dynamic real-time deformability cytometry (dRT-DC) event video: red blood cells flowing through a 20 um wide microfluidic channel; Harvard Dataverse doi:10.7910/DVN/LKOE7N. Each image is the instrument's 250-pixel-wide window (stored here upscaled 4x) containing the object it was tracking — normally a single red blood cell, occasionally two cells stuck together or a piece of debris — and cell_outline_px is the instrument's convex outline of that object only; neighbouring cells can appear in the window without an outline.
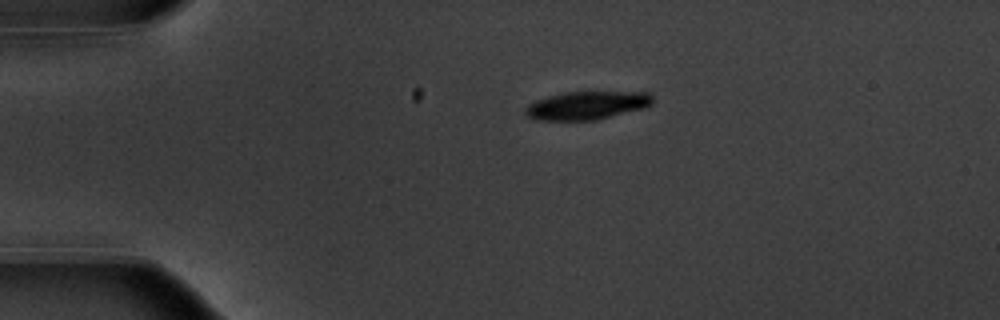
{"species": "common noctule bat (a hibernating species)", "species_latin": "Nyctalus noctula", "temperature_condition": "warm", "stored_images_in_passage": 44, "camera_frame_rate_fps": 3000, "um_per_image_px": 0.085, "animal": {"sex": "male", "body_mass_g": 20.1, "forearm_length_mm": 53.5}, "frame": {"image": 1, "passage_image": 1, "time_ms": 0.0, "image_size_px": [1000, 320], "cell_outline_px": [[656, 100], [648, 108], [596, 120], [536, 120], [528, 116], [524, 112], [524, 108], [528, 104], [536, 100], [548, 96], [564, 92], [648, 92]], "centroid_in_image_um": [49.94, 8.96], "position_along_channel_um": 35.1, "area_um2": 21.27}}
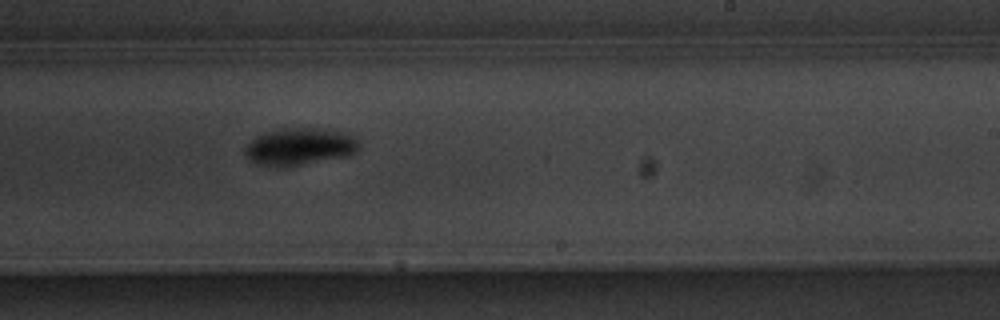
{"frame": {"image": 2, "passage_image": 23, "time_ms": 7.333, "image_size_px": [1000, 320], "cell_outline_px": [[360, 148], [356, 152], [348, 156], [300, 164], [260, 164], [252, 160], [244, 152], [244, 148], [256, 136], [264, 132], [284, 128], [316, 128], [336, 132], [352, 136], [360, 144]], "centroid_in_image_um": [25.49, 12.43], "position_along_channel_um": 263.5, "area_um2": 23.7}}
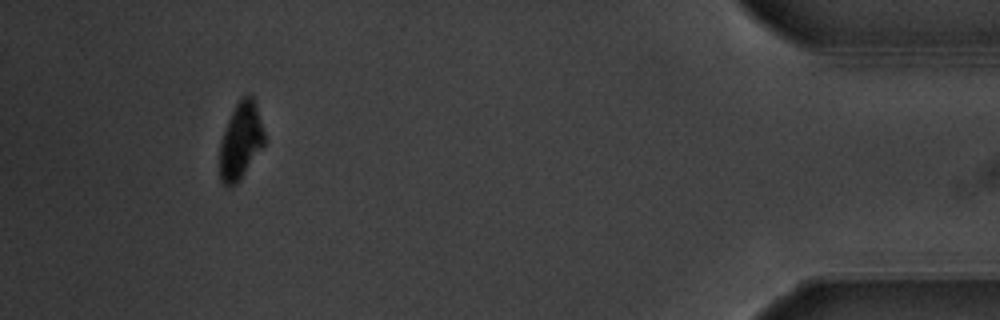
{"frame": {"image": 3, "passage_image": 40, "time_ms": 13.0, "image_size_px": [1000, 320], "cell_outline_px": [[264, 144], [240, 180], [236, 184], [224, 184], [220, 180], [220, 140], [228, 120], [236, 104], [248, 92], [252, 96], [256, 104], [264, 132]], "centroid_in_image_um": [20.45, 11.95], "position_along_channel_um": 414.7, "area_um2": 19.65}, "authors_computed_cell_mechanics": {"area_um2": 22.3397, "velocity_mm_per_s": 3.7372, "shape_relaxation_time_tau1_ms": 2.5069, "shape_relaxation_time_tau2_ms": null, "deformation_change_tau1": 0.1655, "deformation_change_tau2": null}}